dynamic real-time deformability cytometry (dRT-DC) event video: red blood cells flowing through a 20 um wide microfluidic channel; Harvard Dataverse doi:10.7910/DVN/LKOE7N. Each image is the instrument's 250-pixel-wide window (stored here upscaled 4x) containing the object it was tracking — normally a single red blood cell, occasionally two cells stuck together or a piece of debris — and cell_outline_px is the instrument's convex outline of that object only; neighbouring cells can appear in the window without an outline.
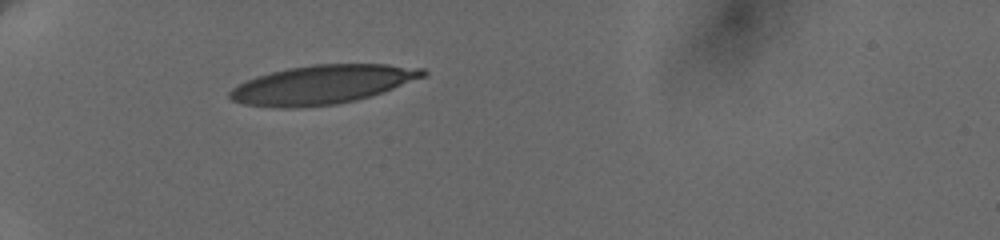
{"species": "human", "species_latin": "Homo sapiens", "temperature_condition": "cold", "stored_images_in_passage": 5, "camera_frame_rate_fps": 3000, "um_per_image_px": 0.085, "donor": {"sex": "female"}, "frame": {"image": 1, "passage_image": 1, "time_ms": 0.0, "image_size_px": [1000, 240], "cell_outline_px": [[428, 72], [424, 76], [392, 88], [356, 100], [336, 104], [296, 108], [276, 108], [244, 104], [232, 100], [228, 96], [228, 92], [232, 88], [256, 76], [288, 68], [312, 64], [388, 64], [424, 68]], "centroid_in_image_um": [27.36, 7.19], "position_along_channel_um": 57.6, "area_um2": 43.47}}
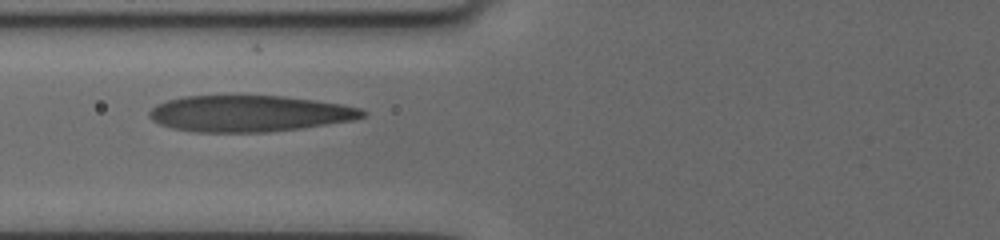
{"frame": {"image": 2, "passage_image": 3, "time_ms": 2.0, "image_size_px": [1000, 240], "cell_outline_px": [[368, 112], [364, 116], [352, 120], [300, 128], [264, 132], [196, 132], [172, 128], [160, 124], [152, 120], [148, 116], [148, 112], [156, 104], [180, 96], [284, 96], [316, 100], [340, 104], [360, 108]], "centroid_in_image_um": [21.16, 9.65], "position_along_channel_um": 104.6, "area_um2": 44.97}}
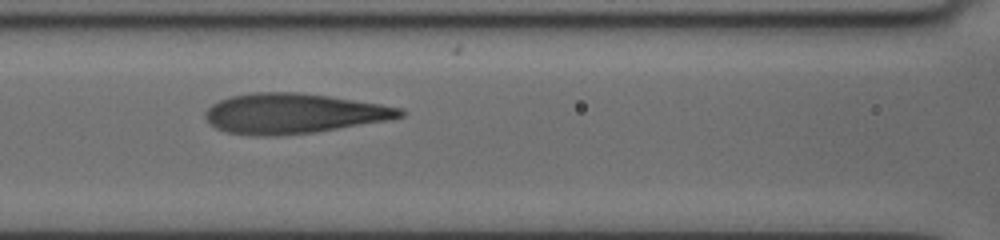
{"frame": {"image": 3, "passage_image": 4, "time_ms": 3.0, "image_size_px": [1000, 240], "cell_outline_px": [[404, 116], [384, 120], [316, 132], [276, 136], [248, 136], [228, 132], [216, 128], [204, 116], [204, 112], [212, 104], [220, 100], [232, 96], [252, 92], [296, 92], [328, 96], [380, 104], [404, 108]], "centroid_in_image_um": [24.9, 9.65], "position_along_channel_um": 141.7, "area_um2": 45.26}}